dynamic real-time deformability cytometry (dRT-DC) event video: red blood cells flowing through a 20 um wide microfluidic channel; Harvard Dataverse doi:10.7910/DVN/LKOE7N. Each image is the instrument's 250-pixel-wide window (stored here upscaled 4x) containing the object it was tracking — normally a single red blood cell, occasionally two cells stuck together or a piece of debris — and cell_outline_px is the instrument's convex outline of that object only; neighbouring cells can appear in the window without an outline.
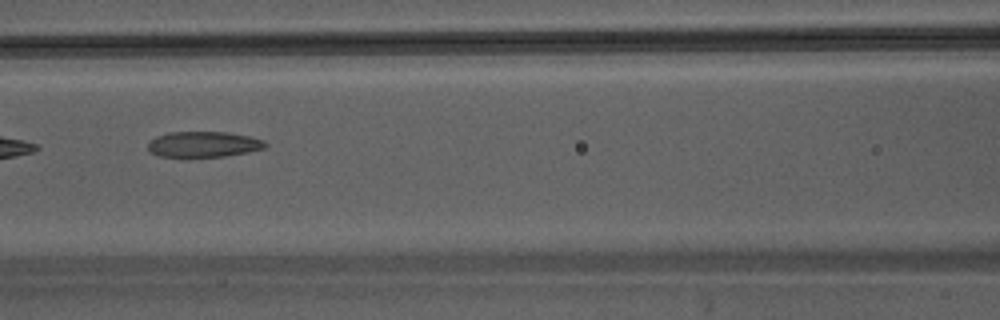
{"species": "Egyptian fruit bat (a non-hibernating species)", "species_latin": "Rousettus aegyptiacus", "temperature_condition": "warm", "stored_images_in_passage": 27, "camera_frame_rate_fps": 3000, "um_per_image_px": 0.085, "animal": {"sex": "male"}, "frame": {"image": 1, "passage_image": 8, "time_ms": 2.333, "image_size_px": [1000, 320], "cell_outline_px": [[268, 144], [264, 148], [248, 152], [224, 156], [184, 160], [160, 156], [152, 152], [148, 148], [148, 144], [156, 136], [168, 132], [224, 132], [252, 136], [264, 140]], "centroid_in_image_um": [17.28, 12.31], "position_along_channel_um": 149.3, "area_um2": 18.26}}
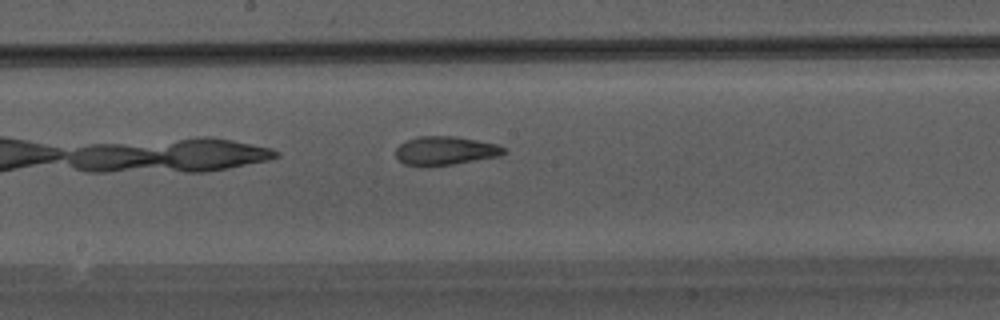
{"frame": {"image": 2, "passage_image": 12, "time_ms": 3.667, "image_size_px": [1000, 320], "cell_outline_px": [[508, 152], [500, 156], [452, 164], [404, 164], [396, 156], [396, 148], [400, 144], [416, 136], [456, 136], [496, 144], [504, 148]], "centroid_in_image_um": [37.89, 12.78], "position_along_channel_um": 210.3, "area_um2": 17.57}}